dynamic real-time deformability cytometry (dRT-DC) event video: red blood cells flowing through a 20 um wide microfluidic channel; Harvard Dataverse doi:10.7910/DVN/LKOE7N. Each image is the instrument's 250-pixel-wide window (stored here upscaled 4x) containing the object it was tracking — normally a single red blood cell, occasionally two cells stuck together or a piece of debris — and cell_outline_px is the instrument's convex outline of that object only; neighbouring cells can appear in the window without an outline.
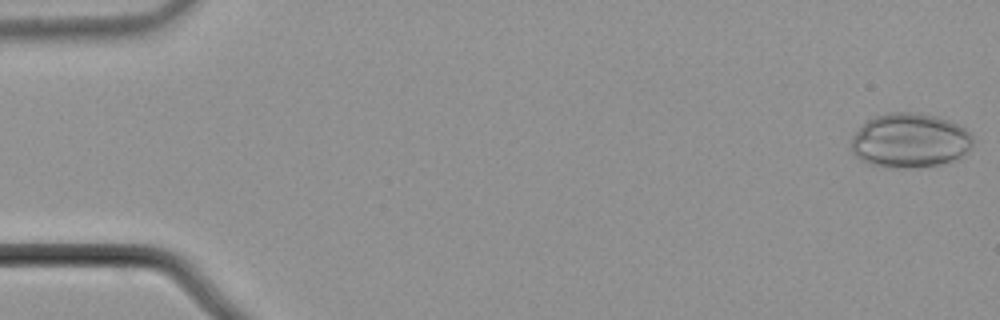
{"species": "common noctule bat (a hibernating species)", "species_latin": "Nyctalus noctula", "temperature_condition": "cold", "stored_images_in_passage": 8, "camera_frame_rate_fps": 3000, "um_per_image_px": 0.085, "animal": {"sex": "male", "body_mass_g": 21.5, "forearm_length_mm": 52.0}, "frame": {"image": 1, "passage_image": 1, "time_ms": 0.0, "image_size_px": [1000, 320], "cell_outline_px": [[972, 148], [964, 156], [940, 164], [908, 168], [884, 168], [860, 160], [852, 152], [852, 136], [868, 120], [876, 116], [888, 112], [920, 112], [936, 116], [948, 120], [964, 128], [972, 136]], "centroid_in_image_um": [77.35, 11.95], "position_along_channel_um": 7.7, "area_um2": 38.73}}
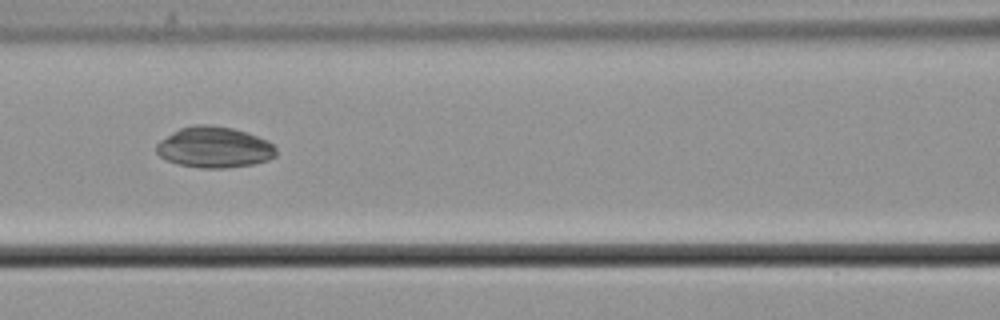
{"frame": {"image": 2, "passage_image": 7, "time_ms": 2.0, "image_size_px": [1000, 320], "cell_outline_px": [[276, 156], [268, 160], [252, 164], [224, 168], [200, 168], [176, 164], [160, 156], [156, 152], [156, 144], [160, 140], [172, 132], [180, 128], [192, 124], [208, 124], [232, 128], [248, 132], [268, 140], [276, 148]], "centroid_in_image_um": [18.21, 12.51], "position_along_channel_um": 148.4, "area_um2": 28.78}}
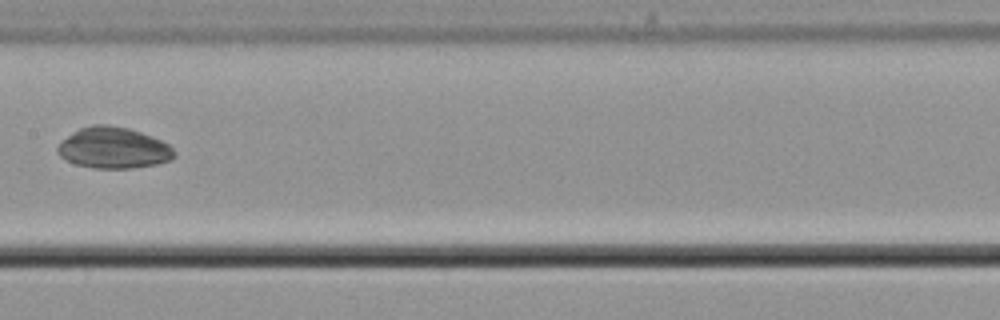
{"frame": {"image": 3, "passage_image": 8, "time_ms": 2.333, "image_size_px": [1000, 320], "cell_outline_px": [[176, 156], [172, 160], [156, 164], [132, 168], [92, 168], [76, 164], [60, 156], [56, 152], [56, 148], [72, 132], [80, 128], [92, 124], [108, 124], [128, 128], [152, 136], [168, 144], [176, 152]], "centroid_in_image_um": [9.66, 12.57], "position_along_channel_um": 197.7, "area_um2": 27.98}}